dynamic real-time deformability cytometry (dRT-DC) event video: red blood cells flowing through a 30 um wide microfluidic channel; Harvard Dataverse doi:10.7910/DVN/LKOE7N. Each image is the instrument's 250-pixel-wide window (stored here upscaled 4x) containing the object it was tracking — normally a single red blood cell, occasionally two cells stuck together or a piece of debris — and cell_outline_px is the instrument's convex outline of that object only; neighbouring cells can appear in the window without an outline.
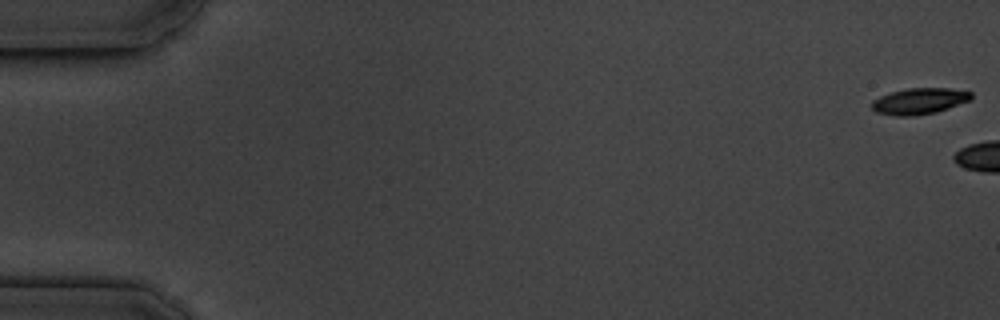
{"species": "common noctule bat (a hibernating species)", "species_latin": "Nyctalus noctula", "temperature_condition": "cold", "stored_images_in_passage": 5, "camera_frame_rate_fps": 3000, "um_per_image_px": 0.085, "animal": {"sex": "male", "body_mass_g": 19.5, "forearm_length_mm": 54.6}, "frame": {"image": 1, "passage_image": 1, "time_ms": 0.0, "image_size_px": [1000, 320], "cell_outline_px": [[972, 100], [936, 112], [916, 116], [892, 116], [876, 112], [872, 108], [872, 100], [880, 96], [892, 92], [908, 88], [948, 88], [972, 92]], "centroid_in_image_um": [78.15, 8.6], "position_along_channel_um": 6.9, "area_um2": 15.26}}